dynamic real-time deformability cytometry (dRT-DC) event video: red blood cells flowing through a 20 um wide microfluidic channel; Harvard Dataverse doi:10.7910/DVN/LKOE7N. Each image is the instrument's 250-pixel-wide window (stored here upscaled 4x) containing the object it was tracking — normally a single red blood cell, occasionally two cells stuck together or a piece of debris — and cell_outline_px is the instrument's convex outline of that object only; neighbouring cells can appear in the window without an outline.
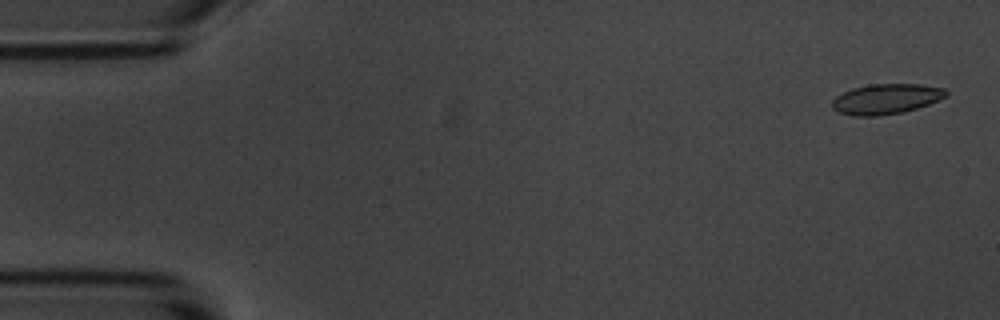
{"species": "common noctule bat (a hibernating species)", "species_latin": "Nyctalus noctula", "temperature_condition": "room temperature", "stored_images_in_passage": 5, "camera_frame_rate_fps": 3000, "um_per_image_px": 0.085, "animal": {"sex": "male", "body_mass_g": 20.1, "forearm_length_mm": 53.5}, "frame": {"image": 1, "passage_image": 1, "time_ms": 0.0, "image_size_px": [1000, 320], "cell_outline_px": [[948, 96], [928, 104], [904, 112], [876, 116], [856, 116], [840, 112], [832, 108], [832, 100], [836, 96], [852, 88], [868, 84], [920, 84], [944, 88], [948, 92]], "centroid_in_image_um": [75.33, 8.4], "position_along_channel_um": 9.7, "area_um2": 20.06}}
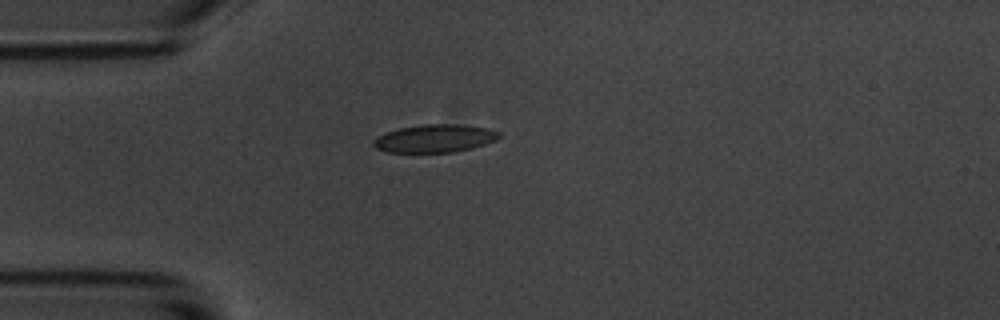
{"frame": {"image": 2, "passage_image": 5, "time_ms": 4.333, "image_size_px": [1000, 320], "cell_outline_px": [[500, 136], [496, 140], [472, 148], [452, 152], [388, 152], [376, 148], [372, 144], [372, 140], [376, 136], [400, 128], [424, 124], [460, 124], [488, 128], [500, 132]], "centroid_in_image_um": [36.95, 11.76], "position_along_channel_um": 48.0, "area_um2": 20.4}}